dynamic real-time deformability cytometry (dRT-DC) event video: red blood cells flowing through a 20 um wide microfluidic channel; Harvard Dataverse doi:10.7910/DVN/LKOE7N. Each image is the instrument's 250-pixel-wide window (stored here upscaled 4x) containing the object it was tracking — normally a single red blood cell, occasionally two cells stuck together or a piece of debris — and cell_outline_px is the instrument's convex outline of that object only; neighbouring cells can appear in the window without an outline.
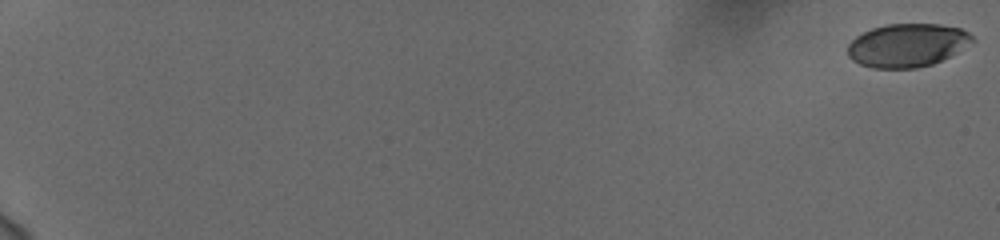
{"species": "human", "species_latin": "Homo sapiens", "temperature_condition": "cold", "stored_images_in_passage": 59, "camera_frame_rate_fps": 3000, "um_per_image_px": 0.085, "donor": {"sex": "female"}, "frame": {"image": 1, "passage_image": 1, "time_ms": 0.0, "image_size_px": [1000, 240], "cell_outline_px": [[976, 40], [948, 56], [932, 64], [916, 68], [872, 68], [860, 64], [852, 60], [848, 56], [848, 44], [856, 36], [872, 28], [888, 24], [940, 24], [960, 28], [968, 32]], "centroid_in_image_um": [77.09, 3.84], "position_along_channel_um": 7.9, "area_um2": 31.27}}
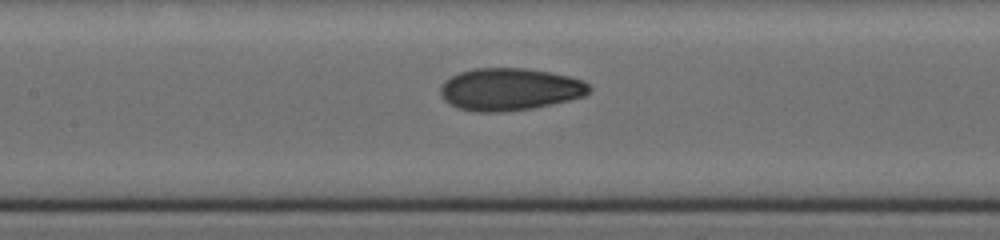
{"frame": {"image": 2, "passage_image": 32, "time_ms": 10.333, "image_size_px": [1000, 240], "cell_outline_px": [[592, 88], [584, 96], [552, 104], [532, 108], [500, 112], [476, 112], [460, 108], [444, 100], [440, 92], [440, 88], [444, 80], [460, 72], [472, 68], [528, 68], [552, 72], [584, 80]], "centroid_in_image_um": [43.34, 7.58], "position_along_channel_um": 164.1, "area_um2": 36.76}}
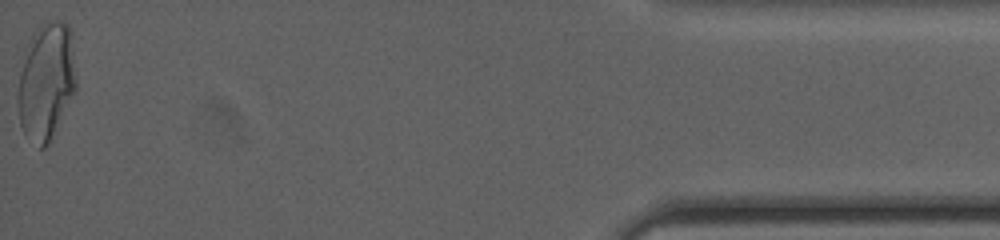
{"frame": {"image": 3, "passage_image": 59, "time_ms": 19.333, "image_size_px": [1000, 240], "cell_outline_px": [[76, 92], [48, 144], [44, 148], [40, 148], [24, 132], [20, 124], [16, 100], [20, 72], [24, 48], [36, 28], [44, 20], [56, 20], [68, 24], [72, 32], [76, 72]], "centroid_in_image_um": [3.94, 6.85], "position_along_channel_um": 431.3, "area_um2": 40.63}, "authors_computed_cell_mechanics": {"area_um2": 35.0846, "velocity_mm_per_s": 3.7554, "shape_relaxation_time_tau1_ms": null, "shape_relaxation_time_tau2_ms": 1.2865, "deformation_change_tau1": null, "deformation_change_tau2": 0.0652}}